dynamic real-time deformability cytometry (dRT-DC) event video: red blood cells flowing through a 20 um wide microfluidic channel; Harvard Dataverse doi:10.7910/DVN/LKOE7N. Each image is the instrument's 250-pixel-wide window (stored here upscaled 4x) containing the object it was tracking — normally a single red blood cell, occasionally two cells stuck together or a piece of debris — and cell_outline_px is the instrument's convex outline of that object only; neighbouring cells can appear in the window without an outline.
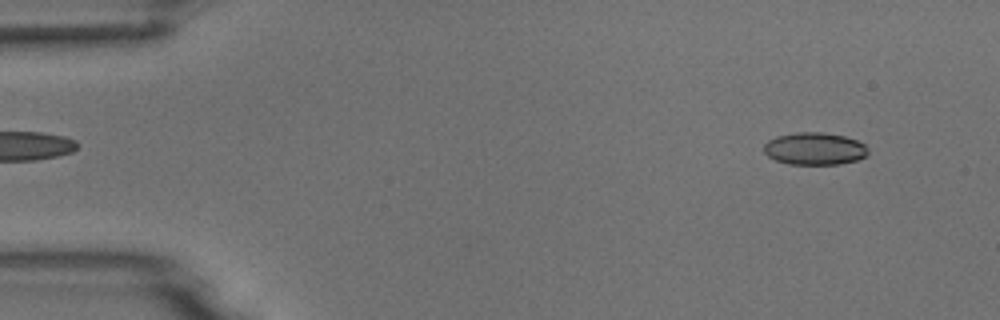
{"species": "common noctule bat (a hibernating species)", "species_latin": "Nyctalus noctula", "temperature_condition": "room temperature", "stored_images_in_passage": 4, "camera_frame_rate_fps": 3000, "um_per_image_px": 0.085, "animal": {"sex": "male", "body_mass_g": 18.8}, "frame": {"image": 1, "passage_image": 1, "time_ms": 0.0, "image_size_px": [1000, 320], "cell_outline_px": [[868, 156], [856, 160], [840, 164], [788, 164], [776, 160], [768, 156], [764, 152], [764, 144], [768, 140], [776, 136], [796, 132], [820, 132], [844, 136], [856, 140], [864, 144], [868, 148]], "centroid_in_image_um": [69.24, 12.64], "position_along_channel_um": 15.8, "area_um2": 19.71}}
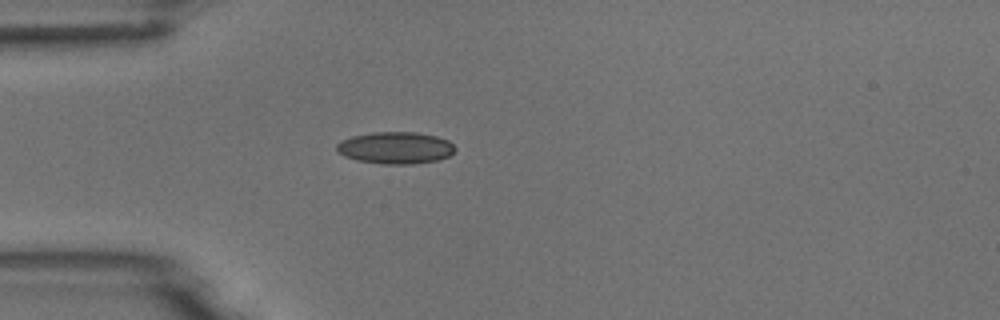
{"frame": {"image": 2, "passage_image": 4, "time_ms": 3.333, "image_size_px": [1000, 320], "cell_outline_px": [[456, 148], [448, 156], [436, 160], [412, 164], [384, 164], [356, 160], [344, 156], [336, 148], [336, 144], [340, 140], [352, 136], [372, 132], [416, 132], [436, 136], [448, 140]], "centroid_in_image_um": [33.59, 12.56], "position_along_channel_um": 51.4, "area_um2": 21.96}}